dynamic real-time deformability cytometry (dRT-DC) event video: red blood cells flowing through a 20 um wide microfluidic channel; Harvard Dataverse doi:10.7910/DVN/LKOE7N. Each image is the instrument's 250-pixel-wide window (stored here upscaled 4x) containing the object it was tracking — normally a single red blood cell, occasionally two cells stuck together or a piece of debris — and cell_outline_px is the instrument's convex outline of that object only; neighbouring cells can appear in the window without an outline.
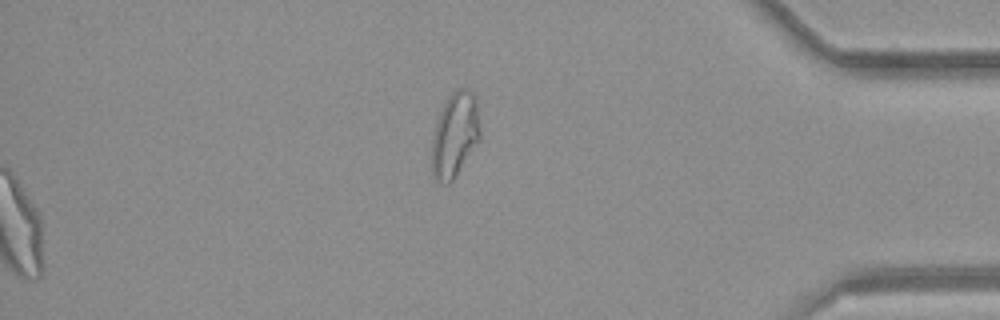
{"species": "common noctule bat (a hibernating species)", "species_latin": "Nyctalus noctula", "temperature_condition": "room temperature", "stored_images_in_passage": 49, "segment_of_instrument_passage": [2, 2], "camera_frame_rate_fps": 3000, "um_per_image_px": 0.085, "animal": {"sex": "female", "body_mass_g": 21.9}, "frame": {"image": 1, "passage_image": 49, "time_ms": 16.0, "image_size_px": [1000, 320], "cell_outline_px": [[480, 140], [456, 176], [448, 184], [444, 184], [436, 180], [432, 176], [432, 136], [440, 108], [448, 96], [456, 88], [468, 88], [476, 96], [480, 128]], "centroid_in_image_um": [38.66, 11.44], "position_along_channel_um": 396.5, "area_um2": 24.33}}